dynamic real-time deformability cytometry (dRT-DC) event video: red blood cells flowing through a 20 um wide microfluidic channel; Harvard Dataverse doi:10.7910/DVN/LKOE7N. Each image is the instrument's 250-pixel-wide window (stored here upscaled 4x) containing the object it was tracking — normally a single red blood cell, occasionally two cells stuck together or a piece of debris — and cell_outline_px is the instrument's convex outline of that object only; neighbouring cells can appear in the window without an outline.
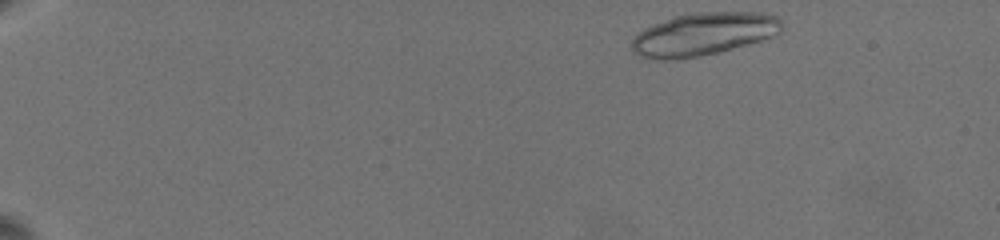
{"species": "common noctule bat (a hibernating species)", "species_latin": "Nyctalus noctula", "temperature_condition": "warm", "stored_images_in_passage": 4, "camera_frame_rate_fps": 3000, "um_per_image_px": 0.085, "animal": {"sex": "female", "body_mass_g": 19.5, "forearm_length_mm": 54.1}, "frame": {"image": 1, "passage_image": 1, "time_ms": 0.0, "image_size_px": [1000, 240], "cell_outline_px": [[784, 28], [780, 32], [760, 40], [716, 52], [700, 56], [664, 60], [640, 56], [632, 52], [632, 40], [644, 28], [652, 24], [676, 16], [696, 12], [756, 12], [780, 16], [784, 24]], "centroid_in_image_um": [59.82, 2.88], "position_along_channel_um": 25.2, "area_um2": 37.05}}